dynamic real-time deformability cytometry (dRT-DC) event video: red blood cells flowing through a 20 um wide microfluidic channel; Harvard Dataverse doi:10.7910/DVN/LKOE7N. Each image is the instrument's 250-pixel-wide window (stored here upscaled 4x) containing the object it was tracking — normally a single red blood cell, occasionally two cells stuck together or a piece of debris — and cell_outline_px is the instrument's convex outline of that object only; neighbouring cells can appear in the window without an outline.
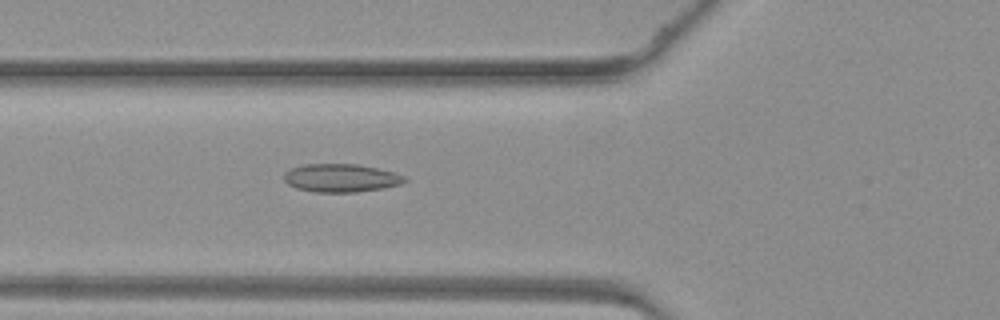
{"species": "common noctule bat (a hibernating species)", "species_latin": "Nyctalus noctula", "temperature_condition": "warm", "stored_images_in_passage": 43, "camera_frame_rate_fps": 3000, "um_per_image_px": 0.085, "animal": {"sex": "female", "body_mass_g": 19.3, "forearm_length_mm": 54.1}, "frame": {"image": 1, "passage_image": 18, "time_ms": 5.667, "image_size_px": [1000, 320], "cell_outline_px": [[408, 180], [400, 184], [384, 188], [356, 192], [316, 192], [296, 188], [288, 184], [284, 180], [284, 172], [292, 168], [304, 164], [356, 164], [396, 172], [408, 176]], "centroid_in_image_um": [29.02, 15.13], "position_along_channel_um": 96.8, "area_um2": 19.94}}
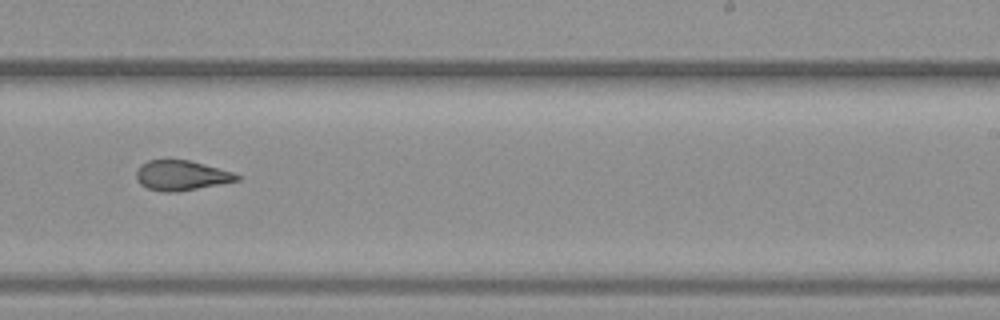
{"frame": {"image": 2, "passage_image": 30, "time_ms": 9.667, "image_size_px": [1000, 320], "cell_outline_px": [[240, 180], [176, 192], [160, 192], [148, 188], [140, 184], [136, 180], [136, 172], [140, 164], [148, 160], [192, 160], [232, 172], [240, 176]], "centroid_in_image_um": [15.38, 14.91], "position_along_channel_um": 273.6, "area_um2": 17.57}}
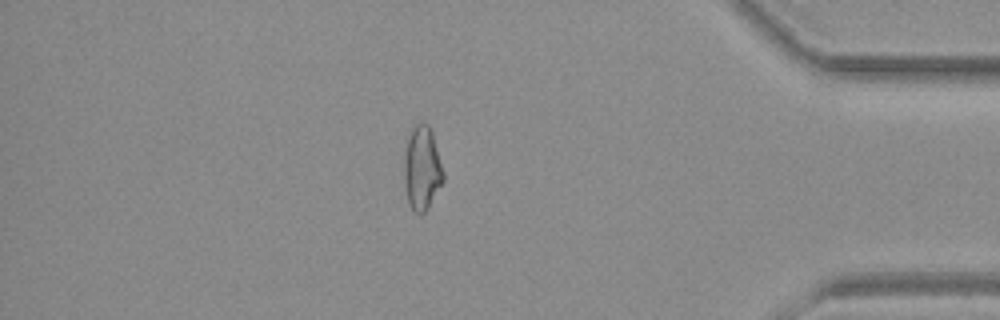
{"frame": {"image": 3, "passage_image": 41, "time_ms": 13.333, "image_size_px": [1000, 320], "cell_outline_px": [[444, 180], [428, 208], [420, 216], [408, 204], [404, 188], [404, 156], [408, 136], [412, 128], [420, 120], [428, 124], [432, 132], [444, 172]], "centroid_in_image_um": [35.86, 14.3], "position_along_channel_um": 399.3, "area_um2": 19.42}}